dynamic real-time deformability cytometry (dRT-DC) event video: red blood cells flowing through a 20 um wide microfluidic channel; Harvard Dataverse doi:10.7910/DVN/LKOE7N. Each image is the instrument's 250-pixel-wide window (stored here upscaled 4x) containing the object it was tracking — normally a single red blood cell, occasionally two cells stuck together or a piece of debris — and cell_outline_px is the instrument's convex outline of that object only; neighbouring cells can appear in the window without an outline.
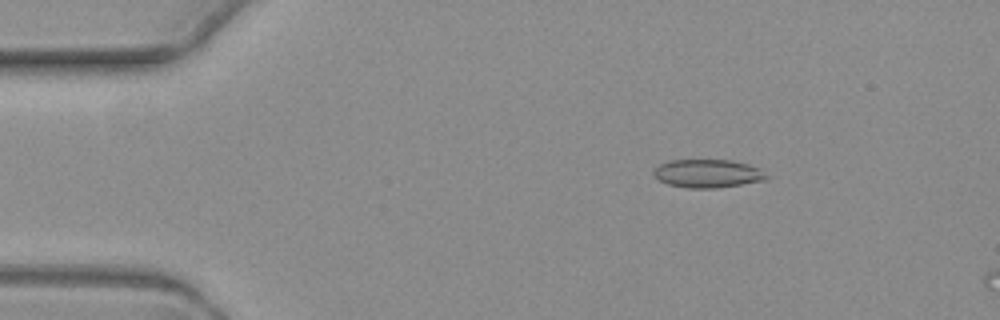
{"species": "common noctule bat (a hibernating species)", "species_latin": "Nyctalus noctula", "temperature_condition": "warm", "stored_images_in_passage": 2, "camera_frame_rate_fps": 3000, "um_per_image_px": 0.085, "animal": {"sex": "female", "body_mass_g": 19.3, "forearm_length_mm": 54.1}, "frame": {"image": 1, "passage_image": 1, "time_ms": 0.0, "image_size_px": [1000, 320], "cell_outline_px": [[768, 180], [716, 188], [688, 188], [668, 184], [660, 180], [652, 172], [660, 164], [668, 160], [732, 160], [748, 164], [756, 168], [768, 176]], "centroid_in_image_um": [60.15, 14.75], "position_along_channel_um": 24.8, "area_um2": 18.44}}